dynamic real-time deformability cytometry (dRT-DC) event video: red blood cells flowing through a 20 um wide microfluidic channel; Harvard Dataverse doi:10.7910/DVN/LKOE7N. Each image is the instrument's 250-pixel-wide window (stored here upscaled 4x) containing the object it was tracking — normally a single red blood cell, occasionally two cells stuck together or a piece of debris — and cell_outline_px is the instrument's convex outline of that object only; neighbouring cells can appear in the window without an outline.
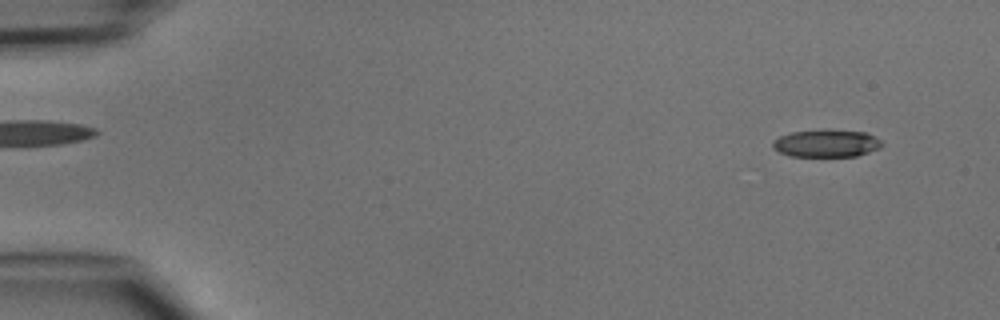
{"species": "common noctule bat (a hibernating species)", "species_latin": "Nyctalus noctula", "temperature_condition": "cold", "stored_images_in_passage": 4, "camera_frame_rate_fps": 3000, "um_per_image_px": 0.085, "animal": {"sex": "male", "body_mass_g": 15.6}, "frame": {"image": 1, "passage_image": 1, "time_ms": 0.0, "image_size_px": [1000, 320], "cell_outline_px": [[884, 144], [880, 148], [856, 156], [788, 156], [772, 148], [772, 140], [780, 136], [792, 132], [824, 128], [828, 128], [864, 132], [880, 140]], "centroid_in_image_um": [70.21, 12.16], "position_along_channel_um": 14.8, "area_um2": 17.8}}
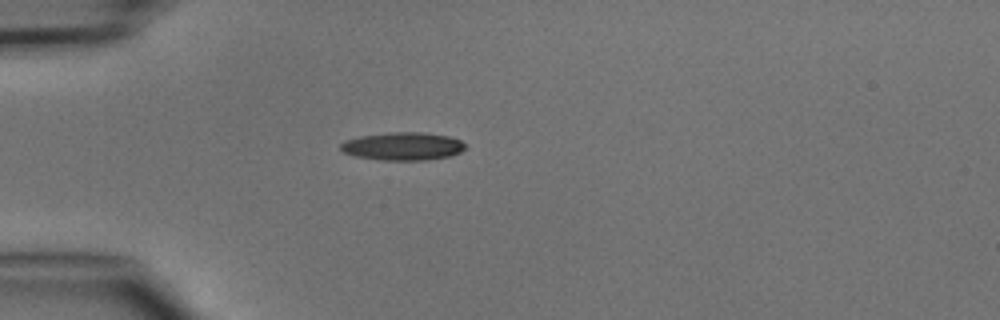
{"frame": {"image": 2, "passage_image": 3, "time_ms": 3.333, "image_size_px": [1000, 320], "cell_outline_px": [[464, 148], [460, 152], [452, 156], [428, 160], [380, 160], [356, 156], [344, 152], [340, 148], [340, 144], [344, 140], [360, 136], [392, 132], [424, 132], [448, 136], [460, 140], [464, 144]], "centroid_in_image_um": [34.24, 12.43], "position_along_channel_um": 50.8, "area_um2": 20.35}}